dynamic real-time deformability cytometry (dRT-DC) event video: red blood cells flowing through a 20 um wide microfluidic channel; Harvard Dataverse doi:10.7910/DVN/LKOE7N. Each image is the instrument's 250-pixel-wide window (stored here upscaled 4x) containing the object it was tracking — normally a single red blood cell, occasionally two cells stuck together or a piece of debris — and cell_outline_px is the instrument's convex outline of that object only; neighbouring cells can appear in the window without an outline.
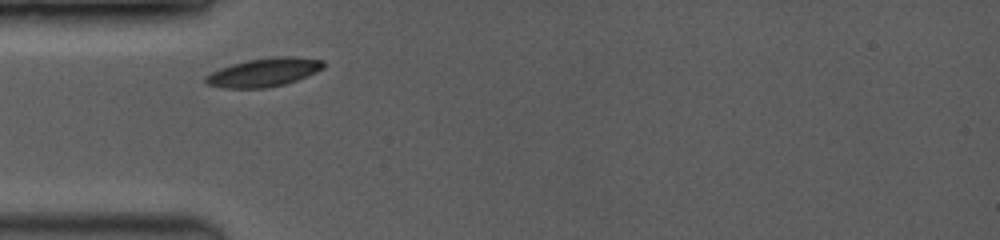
{"species": "common noctule bat (a hibernating species)", "species_latin": "Nyctalus noctula", "temperature_condition": "room temperature", "stored_images_in_passage": 7, "camera_frame_rate_fps": 3500, "um_per_image_px": 0.085, "animal": {"sex": "female", "body_mass_g": 19.0, "forearm_length_mm": 53.3}, "frame": {"image": 1, "passage_image": 1, "time_ms": 0.0, "image_size_px": [1000, 240], "cell_outline_px": [[324, 68], [316, 72], [296, 80], [284, 84], [264, 88], [224, 88], [204, 84], [204, 76], [220, 68], [232, 64], [248, 60], [272, 56], [292, 56], [324, 60]], "centroid_in_image_um": [22.41, 6.14], "position_along_channel_um": 62.6, "area_um2": 19.65}}
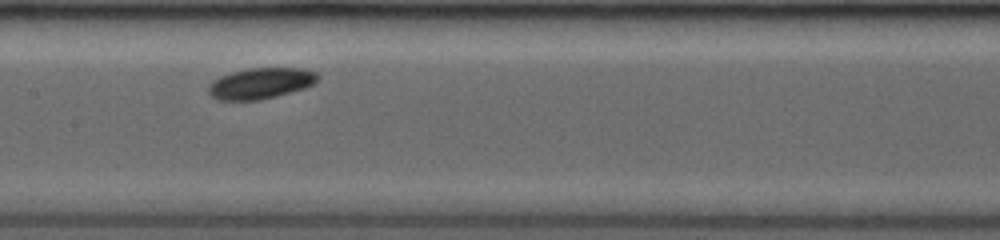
{"frame": {"image": 2, "passage_image": 4, "time_ms": 3.143, "image_size_px": [1000, 240], "cell_outline_px": [[320, 76], [312, 84], [304, 88], [276, 96], [260, 100], [216, 100], [208, 92], [208, 84], [212, 80], [220, 76], [232, 72], [248, 68], [304, 68], [316, 72]], "centroid_in_image_um": [22.13, 7.08], "position_along_channel_um": 185.3, "area_um2": 19.77}}
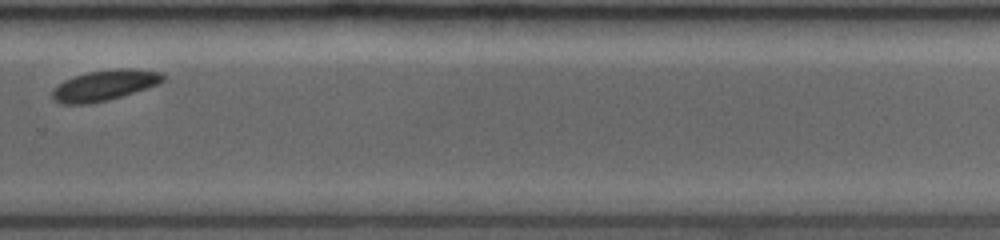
{"frame": {"image": 3, "passage_image": 7, "time_ms": 6.571, "image_size_px": [1000, 240], "cell_outline_px": [[164, 80], [160, 84], [108, 100], [92, 104], [60, 104], [52, 96], [52, 92], [64, 80], [88, 72], [116, 68], [128, 68], [160, 72], [164, 76]], "centroid_in_image_um": [8.91, 7.26], "position_along_channel_um": 320.9, "area_um2": 19.54}}